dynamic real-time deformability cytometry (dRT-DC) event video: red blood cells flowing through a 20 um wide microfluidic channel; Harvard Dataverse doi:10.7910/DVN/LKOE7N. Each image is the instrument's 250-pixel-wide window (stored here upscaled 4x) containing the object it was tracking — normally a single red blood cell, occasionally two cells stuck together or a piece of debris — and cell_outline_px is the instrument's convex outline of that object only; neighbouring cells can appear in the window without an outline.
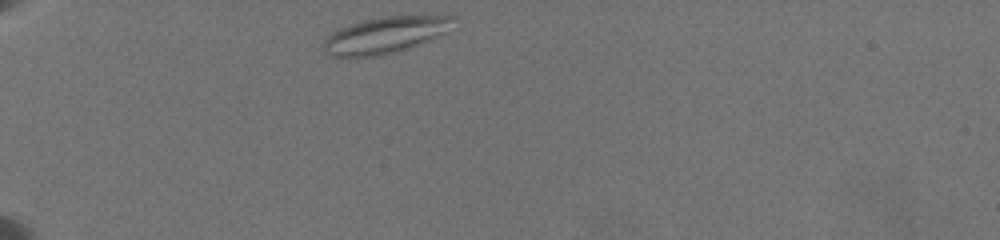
{"species": "common noctule bat (a hibernating species)", "species_latin": "Nyctalus noctula", "temperature_condition": "warm", "stored_images_in_passage": 18, "camera_frame_rate_fps": 3000, "um_per_image_px": 0.085, "animal": {"sex": "female", "body_mass_g": 19.5, "forearm_length_mm": 54.1}, "frame": {"image": 1, "passage_image": 1, "time_ms": 0.0, "image_size_px": [1000, 240], "cell_outline_px": [[452, 20], [444, 32], [416, 44], [380, 56], [328, 56], [320, 48], [324, 40], [332, 32], [340, 28], [352, 24], [384, 16], [452, 16]], "centroid_in_image_um": [32.58, 2.99], "position_along_channel_um": 52.4, "area_um2": 26.41}}
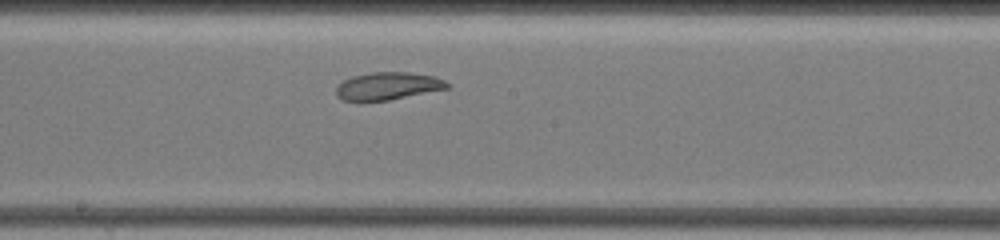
{"frame": {"image": 2, "passage_image": 9, "time_ms": 5.667, "image_size_px": [1000, 240], "cell_outline_px": [[448, 88], [388, 100], [340, 100], [336, 96], [336, 88], [344, 80], [352, 76], [372, 72], [408, 72], [432, 76], [444, 80], [448, 84]], "centroid_in_image_um": [32.93, 7.3], "position_along_channel_um": 215.3, "area_um2": 17.51}}
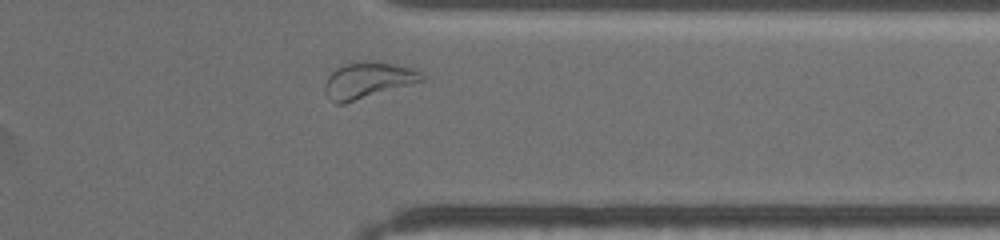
{"frame": {"image": 3, "passage_image": 16, "time_ms": 10.333, "image_size_px": [1000, 240], "cell_outline_px": [[424, 80], [344, 104], [336, 104], [324, 92], [324, 84], [328, 76], [336, 68], [344, 64], [392, 64], [412, 68], [420, 72], [424, 76]], "centroid_in_image_um": [31.22, 6.87], "position_along_channel_um": 380.2, "area_um2": 19.48}}